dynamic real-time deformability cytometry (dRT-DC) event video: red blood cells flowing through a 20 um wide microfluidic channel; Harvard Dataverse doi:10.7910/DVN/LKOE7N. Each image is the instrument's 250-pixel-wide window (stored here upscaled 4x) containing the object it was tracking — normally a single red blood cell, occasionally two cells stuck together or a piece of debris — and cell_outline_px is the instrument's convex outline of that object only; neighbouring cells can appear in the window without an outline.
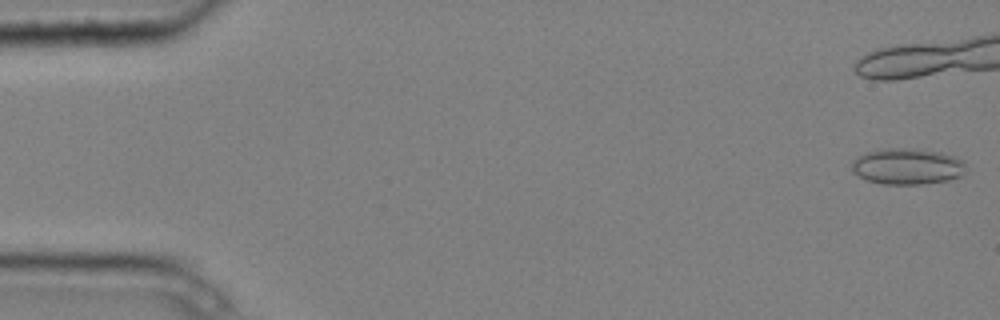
{"species": "common noctule bat (a hibernating species)", "species_latin": "Nyctalus noctula", "temperature_condition": "cold", "stored_images_in_passage": 6, "camera_frame_rate_fps": 3000, "um_per_image_px": 0.085, "animal": {"sex": "male", "body_mass_g": 20.4}, "frame": {"image": 1, "passage_image": 1, "time_ms": 0.0, "image_size_px": [1000, 320], "cell_outline_px": [[964, 164], [960, 176], [948, 180], [924, 184], [884, 184], [868, 180], [852, 172], [852, 160], [856, 156], [864, 152], [876, 148], [916, 148], [940, 152], [956, 156], [964, 160]], "centroid_in_image_um": [77.07, 14.11], "position_along_channel_um": 7.9, "area_um2": 24.28}}